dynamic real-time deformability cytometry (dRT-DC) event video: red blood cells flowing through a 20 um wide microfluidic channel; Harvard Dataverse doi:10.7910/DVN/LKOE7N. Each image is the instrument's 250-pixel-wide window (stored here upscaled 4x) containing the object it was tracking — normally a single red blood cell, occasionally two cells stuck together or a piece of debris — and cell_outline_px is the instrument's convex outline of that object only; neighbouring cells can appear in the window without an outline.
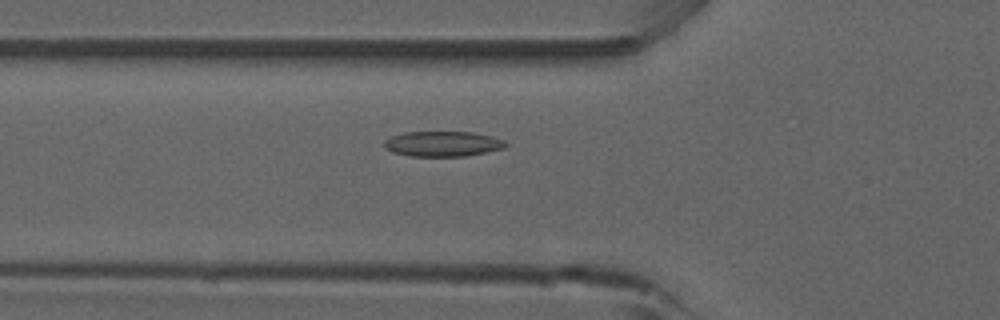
{"species": "common noctule bat (a hibernating species)", "species_latin": "Nyctalus noctula", "temperature_condition": "room temperature", "stored_images_in_passage": 11, "camera_frame_rate_fps": 3000, "um_per_image_px": 0.085, "animal": {"sex": "male", "forearm_length_mm": 52.5}, "frame": {"image": 1, "passage_image": 4, "time_ms": 1.0, "image_size_px": [1000, 320], "cell_outline_px": [[508, 144], [504, 148], [464, 156], [408, 156], [392, 152], [384, 148], [384, 140], [392, 136], [404, 132], [472, 132], [492, 136], [504, 140]], "centroid_in_image_um": [37.6, 12.22], "position_along_channel_um": 88.2, "area_um2": 17.86}}
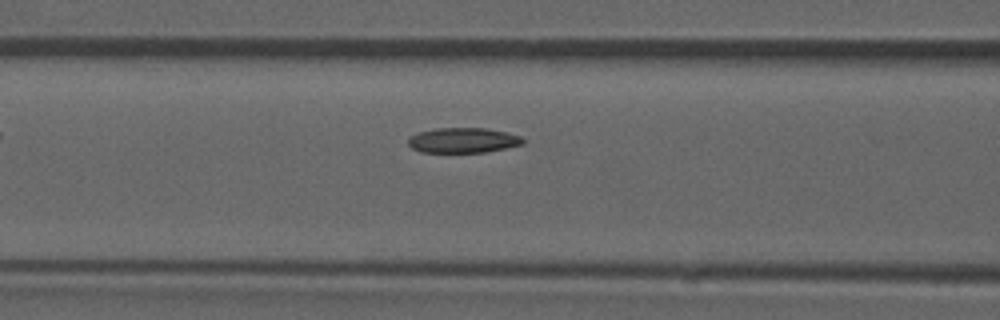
{"frame": {"image": 2, "passage_image": 7, "time_ms": 2.0, "image_size_px": [1000, 320], "cell_outline_px": [[524, 144], [484, 152], [420, 152], [412, 148], [408, 144], [408, 140], [412, 136], [420, 132], [436, 128], [488, 128], [508, 132], [520, 136], [524, 140]], "centroid_in_image_um": [39.38, 11.92], "position_along_channel_um": 127.2, "area_um2": 16.7}}